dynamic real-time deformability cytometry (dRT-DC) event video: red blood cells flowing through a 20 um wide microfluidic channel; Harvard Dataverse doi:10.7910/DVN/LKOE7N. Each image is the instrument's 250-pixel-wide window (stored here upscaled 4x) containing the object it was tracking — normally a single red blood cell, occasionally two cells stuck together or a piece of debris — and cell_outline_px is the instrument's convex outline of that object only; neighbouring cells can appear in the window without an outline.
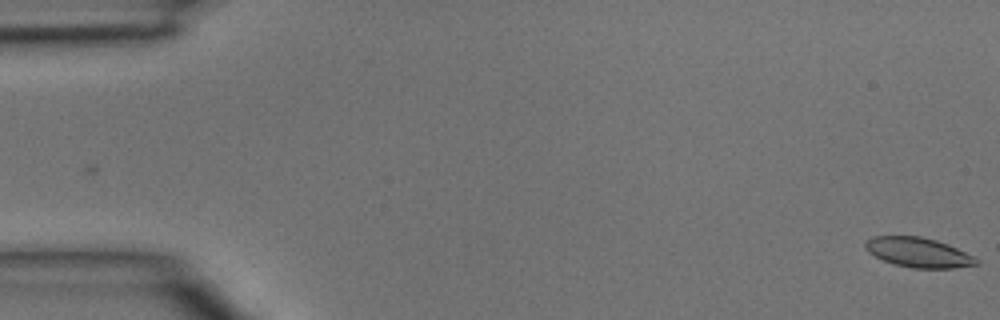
{"species": "common noctule bat (a hibernating species)", "species_latin": "Nyctalus noctula", "temperature_condition": "room temperature", "stored_images_in_passage": 4, "camera_frame_rate_fps": 3000, "um_per_image_px": 0.085, "animal": {"sex": "male", "body_mass_g": 15.6}, "frame": {"image": 1, "passage_image": 1, "time_ms": 0.0, "image_size_px": [1000, 320], "cell_outline_px": [[980, 264], [952, 268], [912, 268], [892, 264], [868, 252], [864, 248], [864, 244], [872, 236], [920, 236], [936, 240], [948, 244], [980, 260]], "centroid_in_image_um": [78.05, 21.46], "position_along_channel_um": 6.9, "area_um2": 19.19}}
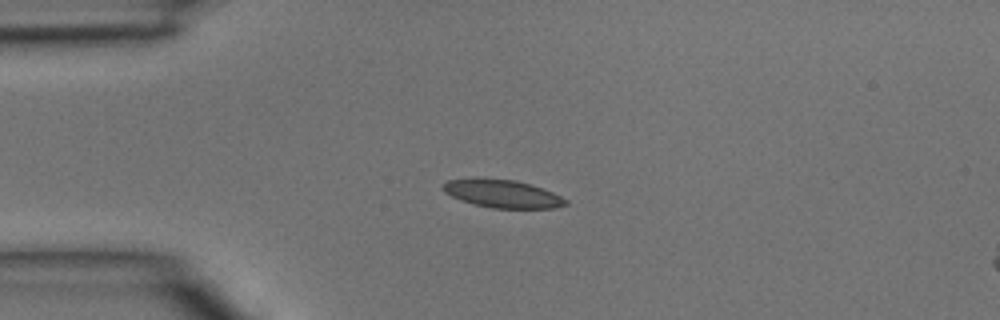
{"frame": {"image": 2, "passage_image": 4, "time_ms": 1.0, "image_size_px": [1000, 320], "cell_outline_px": [[568, 204], [552, 208], [492, 208], [476, 204], [452, 196], [444, 192], [444, 184], [448, 180], [476, 176], [516, 180], [532, 184], [552, 192], [568, 200]], "centroid_in_image_um": [42.71, 16.43], "position_along_channel_um": 42.3, "area_um2": 20.11}}